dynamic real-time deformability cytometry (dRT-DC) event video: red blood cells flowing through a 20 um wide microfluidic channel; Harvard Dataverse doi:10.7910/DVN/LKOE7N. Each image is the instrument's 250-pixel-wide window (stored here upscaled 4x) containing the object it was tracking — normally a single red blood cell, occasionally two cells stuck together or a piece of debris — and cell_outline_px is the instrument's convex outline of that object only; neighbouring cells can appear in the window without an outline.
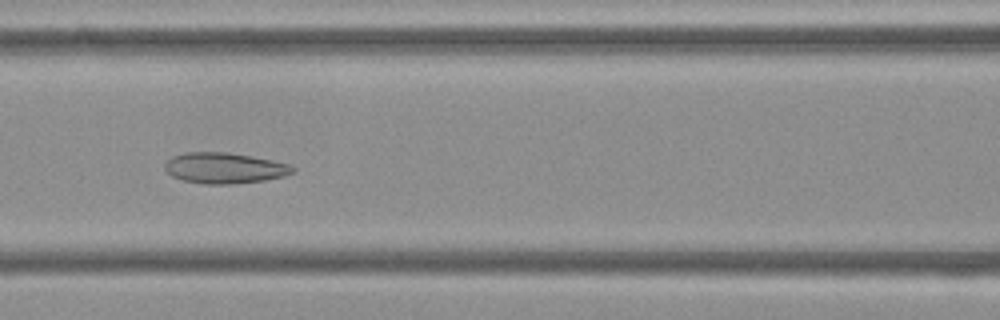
{"species": "Egyptian fruit bat (a non-hibernating species)", "species_latin": "Rousettus aegyptiacus", "temperature_condition": "cold", "stored_images_in_passage": 54, "camera_frame_rate_fps": 3000, "um_per_image_px": 0.085, "frame": {"image": 1, "passage_image": 23, "time_ms": 7.333, "image_size_px": [1000, 320], "cell_outline_px": [[296, 172], [284, 176], [264, 180], [228, 184], [204, 184], [180, 180], [172, 176], [164, 168], [164, 164], [172, 156], [184, 152], [228, 152], [272, 160], [292, 164], [296, 168]], "centroid_in_image_um": [19.09, 14.28], "position_along_channel_um": 147.5, "area_um2": 23.12}}
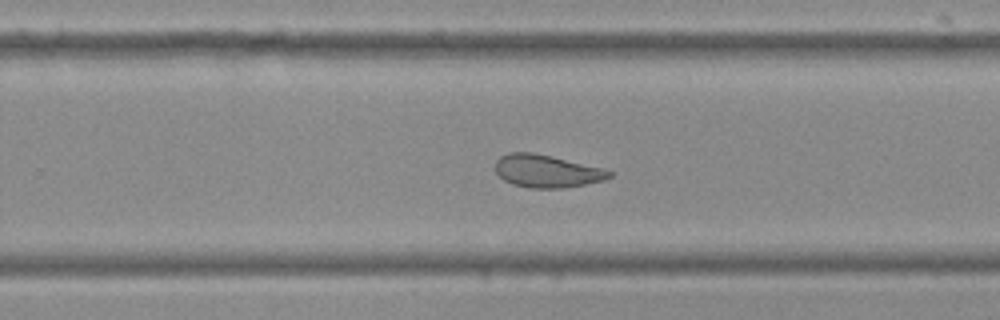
{"frame": {"image": 2, "passage_image": 34, "time_ms": 11.0, "image_size_px": [1000, 320], "cell_outline_px": [[612, 176], [604, 180], [564, 188], [528, 188], [512, 184], [504, 180], [496, 172], [496, 160], [500, 156], [508, 152], [532, 152], [552, 156], [604, 168], [612, 172]], "centroid_in_image_um": [46.47, 14.54], "position_along_channel_um": 283.3, "area_um2": 21.79}}
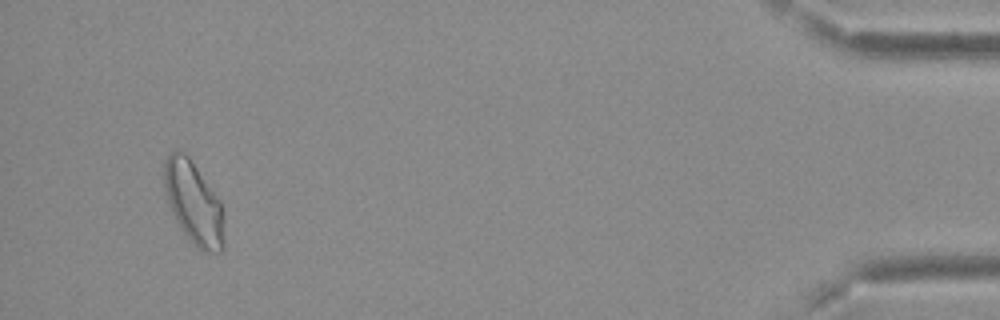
{"frame": {"image": 3, "passage_image": 51, "time_ms": 16.667, "image_size_px": [1000, 320], "cell_outline_px": [[224, 248], [220, 252], [204, 252], [184, 232], [176, 220], [168, 204], [164, 184], [164, 164], [168, 156], [176, 148], [184, 152], [188, 156], [220, 200], [224, 216]], "centroid_in_image_um": [16.48, 17.24], "position_along_channel_um": 418.7, "area_um2": 28.55}, "authors_computed_cell_mechanics": {"area_um2": 25.5765, "velocity_mm_per_s": 3.7157, "shape_relaxation_time_tau1_ms": null, "shape_relaxation_time_tau2_ms": 1.9984, "deformation_change_tau1": null, "deformation_change_tau2": 0.0981}}